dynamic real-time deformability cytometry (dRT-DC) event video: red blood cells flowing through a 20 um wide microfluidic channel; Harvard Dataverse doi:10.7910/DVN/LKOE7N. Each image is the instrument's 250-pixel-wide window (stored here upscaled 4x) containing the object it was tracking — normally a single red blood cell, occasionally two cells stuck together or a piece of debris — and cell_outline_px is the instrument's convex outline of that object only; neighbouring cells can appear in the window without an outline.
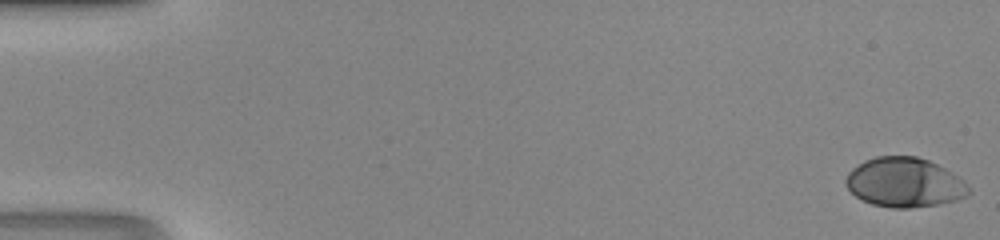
{"species": "human", "species_latin": "Homo sapiens", "temperature_condition": "room temperature", "stored_images_in_passage": 48, "camera_frame_rate_fps": 3000, "um_per_image_px": 0.085, "donor": {"sex": "male"}, "frame": {"image": 1, "passage_image": 1, "time_ms": 0.0, "image_size_px": [1000, 240], "cell_outline_px": [[972, 192], [968, 196], [956, 200], [936, 204], [908, 208], [892, 208], [872, 204], [856, 196], [844, 184], [844, 180], [848, 172], [852, 168], [864, 160], [876, 156], [916, 156], [928, 160], [944, 168], [956, 176]], "centroid_in_image_um": [76.84, 15.5], "position_along_channel_um": 8.2, "area_um2": 35.2}}
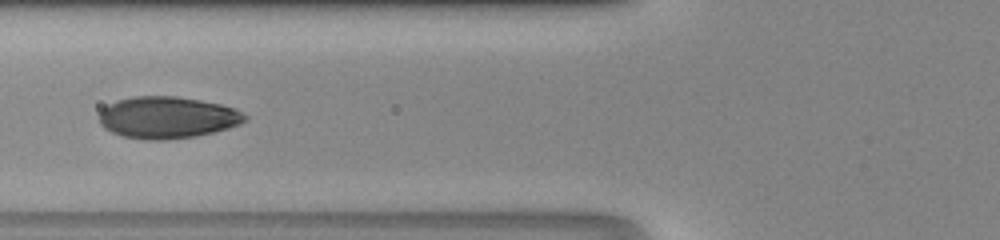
{"frame": {"image": 2, "passage_image": 20, "time_ms": 6.333, "image_size_px": [1000, 240], "cell_outline_px": [[248, 120], [240, 124], [228, 128], [196, 136], [164, 140], [144, 140], [124, 136], [112, 132], [104, 128], [100, 124], [100, 112], [108, 104], [116, 100], [136, 96], [176, 96], [200, 100], [220, 104], [236, 108], [248, 116]], "centroid_in_image_um": [14.25, 9.98], "position_along_channel_um": 111.6, "area_um2": 35.6}}
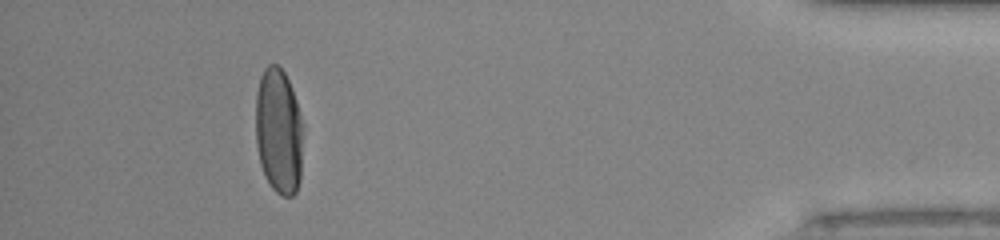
{"frame": {"image": 3, "passage_image": 44, "time_ms": 14.333, "image_size_px": [1000, 240], "cell_outline_px": [[304, 124], [300, 180], [296, 192], [292, 196], [284, 196], [276, 192], [272, 188], [264, 176], [260, 164], [256, 144], [256, 92], [260, 76], [264, 68], [268, 64], [276, 64], [284, 72], [292, 88]], "centroid_in_image_um": [23.7, 11.16], "position_along_channel_um": 411.5, "area_um2": 35.43}}